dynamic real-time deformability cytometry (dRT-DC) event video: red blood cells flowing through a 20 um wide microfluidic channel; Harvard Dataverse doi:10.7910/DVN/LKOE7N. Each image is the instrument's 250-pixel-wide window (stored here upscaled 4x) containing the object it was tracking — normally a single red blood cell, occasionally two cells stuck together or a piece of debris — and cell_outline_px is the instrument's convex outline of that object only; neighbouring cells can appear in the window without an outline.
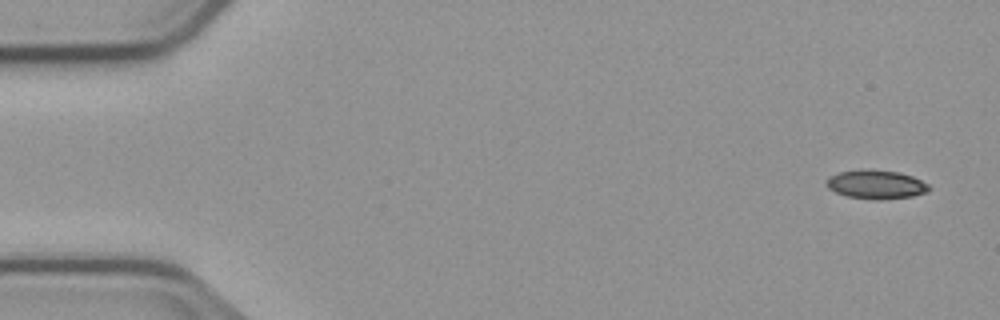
{"species": "common noctule bat (a hibernating species)", "species_latin": "Nyctalus noctula", "temperature_condition": "cold", "stored_images_in_passage": 4, "camera_frame_rate_fps": 3000, "um_per_image_px": 0.085, "animal": {"sex": "male", "body_mass_g": 23.1, "forearm_length_mm": 52.7}, "frame": {"image": 1, "passage_image": 1, "time_ms": 0.0, "image_size_px": [1000, 320], "cell_outline_px": [[932, 188], [928, 192], [912, 196], [880, 200], [876, 200], [848, 196], [836, 192], [828, 188], [824, 184], [832, 176], [840, 172], [896, 172], [912, 176], [928, 184]], "centroid_in_image_um": [74.53, 15.74], "position_along_channel_um": 10.5, "area_um2": 16.36}}
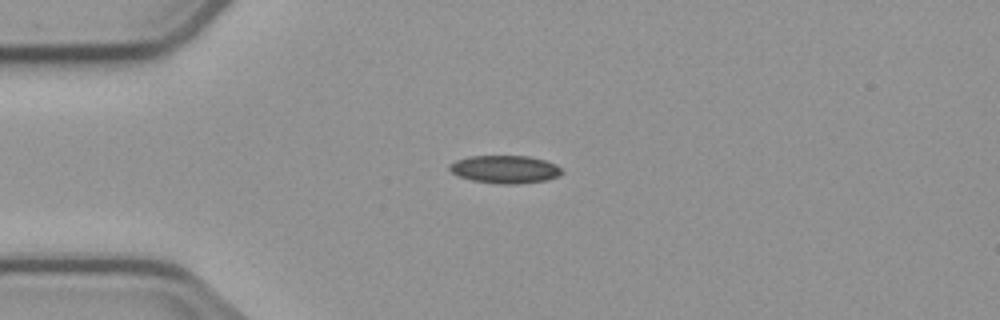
{"frame": {"image": 2, "passage_image": 4, "time_ms": 3.667, "image_size_px": [1000, 320], "cell_outline_px": [[564, 172], [556, 176], [544, 180], [516, 184], [500, 184], [472, 180], [460, 176], [452, 172], [448, 168], [456, 160], [472, 156], [528, 156], [544, 160], [556, 164]], "centroid_in_image_um": [42.93, 14.39], "position_along_channel_um": 42.1, "area_um2": 17.92}}